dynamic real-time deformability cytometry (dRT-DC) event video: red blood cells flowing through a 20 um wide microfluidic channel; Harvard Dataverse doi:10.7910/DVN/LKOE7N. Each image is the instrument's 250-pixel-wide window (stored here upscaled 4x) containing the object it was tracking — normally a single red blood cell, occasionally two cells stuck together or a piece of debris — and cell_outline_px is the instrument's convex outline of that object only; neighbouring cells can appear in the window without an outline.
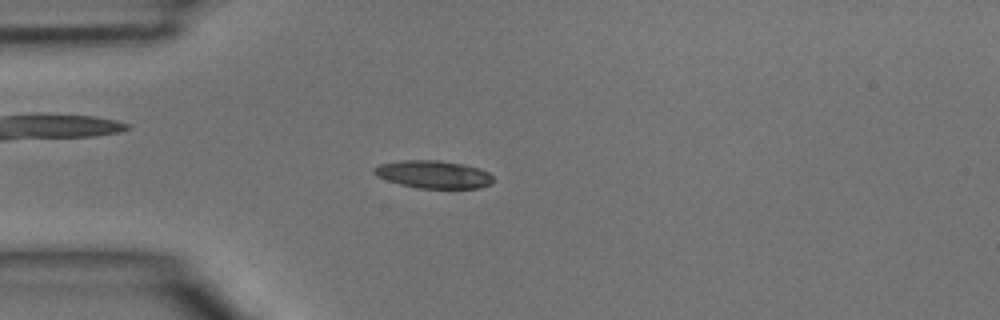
{"species": "common noctule bat (a hibernating species)", "species_latin": "Nyctalus noctula", "temperature_condition": "room temperature", "stored_images_in_passage": 42, "camera_frame_rate_fps": 3000, "um_per_image_px": 0.085, "animal": {"sex": "male", "body_mass_g": 15.6}, "frame": {"image": 1, "passage_image": 9, "time_ms": 2.667, "image_size_px": [1000, 320], "cell_outline_px": [[492, 184], [480, 188], [416, 188], [400, 184], [376, 176], [372, 172], [372, 168], [380, 164], [404, 160], [440, 160], [480, 168], [488, 172], [492, 176]], "centroid_in_image_um": [36.83, 14.82], "position_along_channel_um": 48.2, "area_um2": 19.25}}
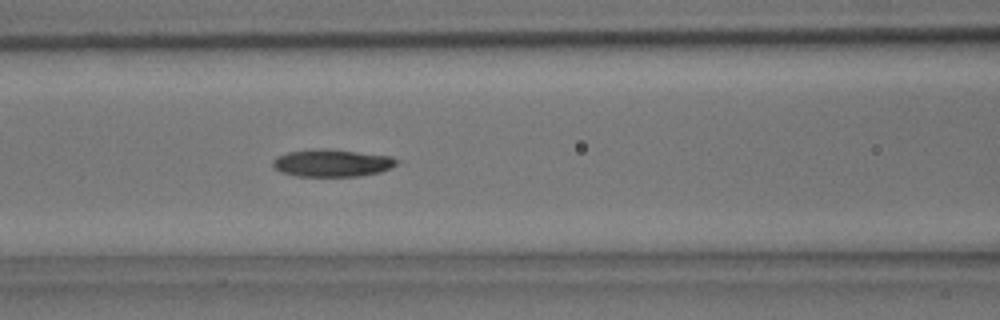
{"frame": {"image": 2, "passage_image": 16, "time_ms": 5.0, "image_size_px": [1000, 320], "cell_outline_px": [[400, 160], [392, 168], [380, 172], [360, 176], [296, 176], [280, 172], [272, 168], [272, 160], [276, 156], [288, 152], [312, 148], [324, 148], [388, 156]], "centroid_in_image_um": [28.16, 13.85], "position_along_channel_um": 138.4, "area_um2": 19.94}}
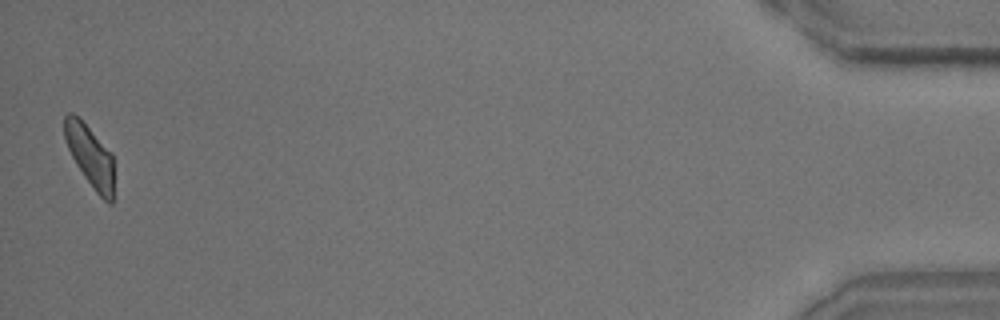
{"frame": {"image": 3, "passage_image": 42, "time_ms": 13.667, "image_size_px": [1000, 320], "cell_outline_px": [[112, 204], [108, 204], [96, 192], [84, 176], [76, 164], [68, 148], [64, 136], [64, 116], [68, 112], [72, 112], [112, 152]], "centroid_in_image_um": [7.64, 13.25], "position_along_channel_um": 427.6, "area_um2": 17.28}}